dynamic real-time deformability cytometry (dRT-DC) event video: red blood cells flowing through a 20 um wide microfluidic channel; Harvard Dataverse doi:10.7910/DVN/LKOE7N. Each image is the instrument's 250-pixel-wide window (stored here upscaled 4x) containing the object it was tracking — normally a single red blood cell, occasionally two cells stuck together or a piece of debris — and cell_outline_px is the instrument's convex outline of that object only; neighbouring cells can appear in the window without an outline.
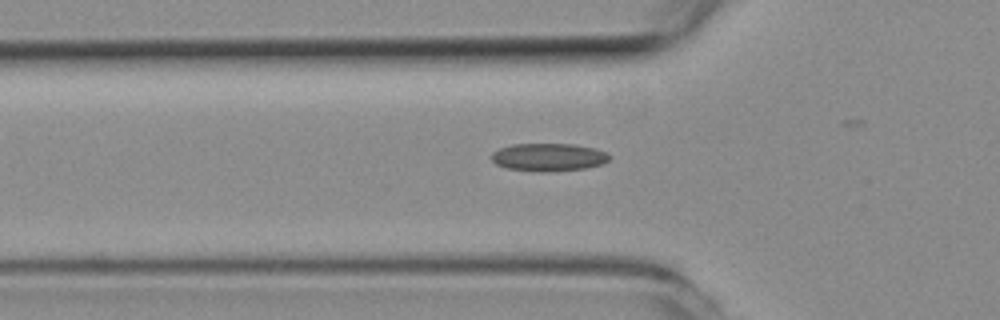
{"species": "common noctule bat (a hibernating species)", "species_latin": "Nyctalus noctula", "temperature_condition": "room temperature", "stored_images_in_passage": 22, "segment_of_instrument_passage": [1, 2], "camera_frame_rate_fps": 3000, "um_per_image_px": 0.085, "animal": {"sex": "female", "body_mass_g": 19.3, "forearm_length_mm": 54.1}, "frame": {"image": 1, "passage_image": 15, "time_ms": 4.667, "image_size_px": [1000, 320], "cell_outline_px": [[612, 156], [604, 164], [584, 168], [548, 172], [540, 172], [508, 168], [496, 164], [492, 160], [492, 152], [500, 148], [512, 144], [576, 144], [596, 148]], "centroid_in_image_um": [46.65, 13.35], "position_along_channel_um": 79.1, "area_um2": 19.19}}
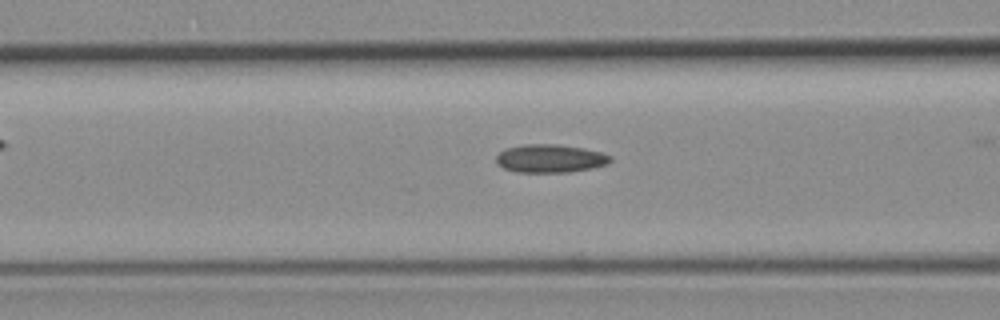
{"frame": {"image": 2, "passage_image": 18, "time_ms": 5.667, "image_size_px": [1000, 320], "cell_outline_px": [[612, 160], [608, 164], [592, 168], [568, 172], [516, 172], [504, 168], [496, 164], [496, 156], [504, 148], [524, 144], [556, 144], [584, 148], [600, 152], [612, 156]], "centroid_in_image_um": [46.75, 13.47], "position_along_channel_um": 119.8, "area_um2": 18.9}}
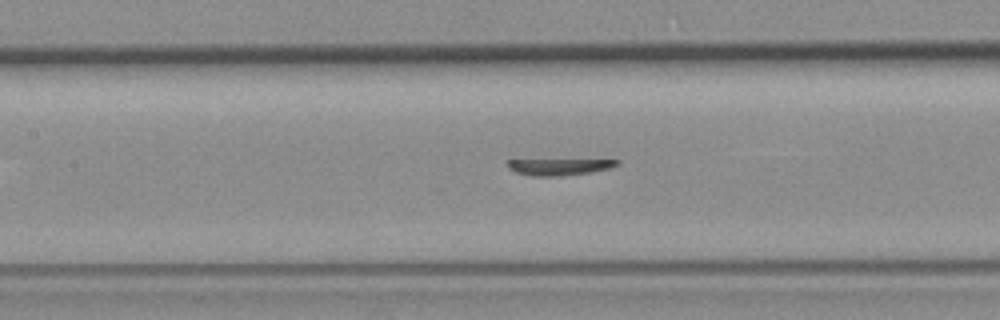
{"frame": {"image": 3, "passage_image": 21, "time_ms": 6.667, "image_size_px": [1000, 320], "cell_outline_px": [[620, 164], [612, 168], [588, 172], [560, 176], [532, 176], [516, 172], [508, 168], [508, 160], [620, 160]], "centroid_in_image_um": [47.55, 14.18], "position_along_channel_um": 159.8, "area_um2": 10.35}}